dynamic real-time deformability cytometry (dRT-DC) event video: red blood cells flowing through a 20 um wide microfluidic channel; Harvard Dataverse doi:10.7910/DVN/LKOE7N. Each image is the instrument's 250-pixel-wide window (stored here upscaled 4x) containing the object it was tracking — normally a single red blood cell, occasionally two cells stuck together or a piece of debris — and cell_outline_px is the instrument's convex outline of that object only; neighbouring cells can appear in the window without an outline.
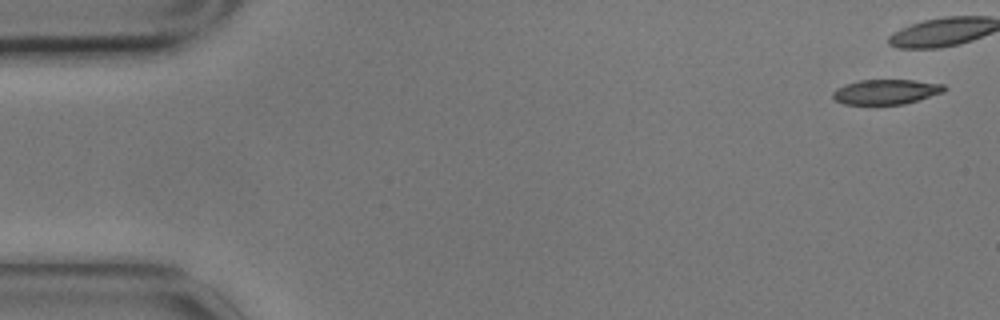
{"species": "common noctule bat (a hibernating species)", "species_latin": "Nyctalus noctula", "temperature_condition": "cold", "stored_images_in_passage": 5, "camera_frame_rate_fps": 3000, "um_per_image_px": 0.085, "animal": {"sex": "male", "body_mass_g": 17.9}, "frame": {"image": 1, "passage_image": 1, "time_ms": 0.0, "image_size_px": [1000, 320], "cell_outline_px": [[948, 88], [944, 92], [904, 104], [844, 104], [836, 100], [832, 96], [832, 92], [836, 88], [844, 84], [860, 80], [912, 80], [944, 84]], "centroid_in_image_um": [75.31, 7.8], "position_along_channel_um": 9.7, "area_um2": 16.18}}